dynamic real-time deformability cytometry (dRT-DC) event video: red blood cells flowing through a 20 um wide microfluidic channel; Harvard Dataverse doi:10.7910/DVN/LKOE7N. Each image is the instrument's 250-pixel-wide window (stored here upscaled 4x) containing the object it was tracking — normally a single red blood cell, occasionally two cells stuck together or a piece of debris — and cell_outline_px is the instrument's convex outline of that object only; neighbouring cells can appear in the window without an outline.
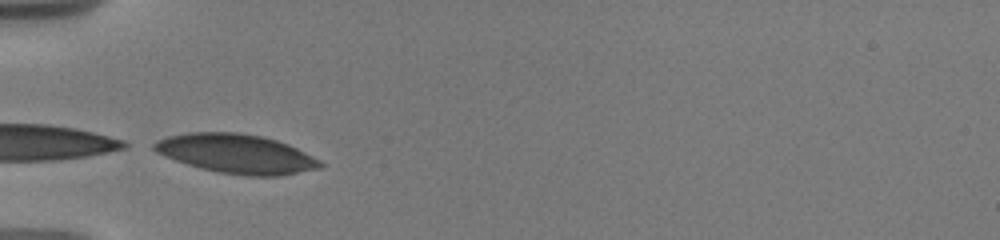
{"species": "human", "species_latin": "Homo sapiens", "temperature_condition": "warm", "stored_images_in_passage": 7, "camera_frame_rate_fps": 3000, "um_per_image_px": 0.085, "donor": {"sex": "male"}, "frame": {"image": 1, "passage_image": 1, "time_ms": 0.0, "image_size_px": [1000, 240], "cell_outline_px": [[324, 164], [320, 168], [280, 176], [248, 176], [220, 172], [200, 168], [164, 156], [156, 152], [152, 148], [152, 144], [156, 140], [168, 136], [188, 132], [240, 132], [260, 136], [276, 140], [288, 144], [320, 160]], "centroid_in_image_um": [20.08, 13.06], "position_along_channel_um": 64.9, "area_um2": 37.86}}
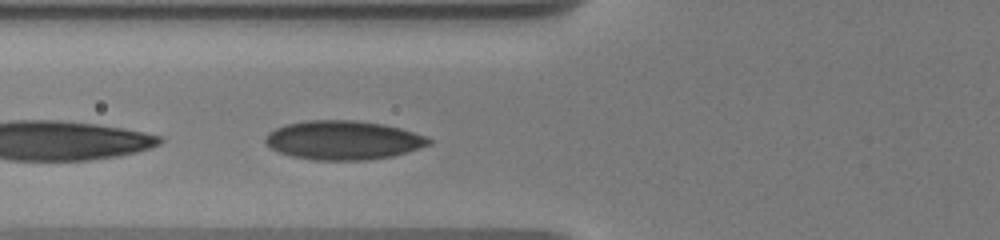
{"frame": {"image": 2, "passage_image": 5, "time_ms": 1.0, "image_size_px": [1000, 240], "cell_outline_px": [[432, 144], [420, 148], [392, 156], [368, 160], [316, 160], [292, 156], [280, 152], [264, 144], [264, 140], [268, 132], [284, 124], [308, 120], [352, 120], [384, 124], [400, 128], [424, 136], [432, 140]], "centroid_in_image_um": [29.15, 11.91], "position_along_channel_um": 96.6, "area_um2": 37.11}}